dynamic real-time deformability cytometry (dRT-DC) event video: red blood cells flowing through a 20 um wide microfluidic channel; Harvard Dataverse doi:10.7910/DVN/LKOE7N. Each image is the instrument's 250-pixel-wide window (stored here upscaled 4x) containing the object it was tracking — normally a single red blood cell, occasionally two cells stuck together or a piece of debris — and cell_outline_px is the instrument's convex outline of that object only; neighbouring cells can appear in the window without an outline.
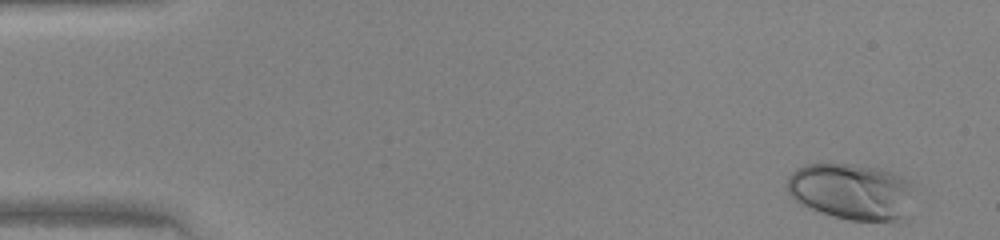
{"species": "human", "species_latin": "Homo sapiens", "temperature_condition": "warm", "stored_images_in_passage": 46, "camera_frame_rate_fps": 3000, "um_per_image_px": 0.085, "donor": {"sex": "female"}, "frame": {"image": 1, "passage_image": 1, "time_ms": 0.0, "image_size_px": [1000, 240], "cell_outline_px": [[908, 216], [896, 220], [848, 220], [832, 216], [808, 208], [800, 204], [788, 192], [788, 176], [796, 168], [804, 164], [856, 164], [876, 168], [892, 172], [908, 180]], "centroid_in_image_um": [72.29, 16.27], "position_along_channel_um": 12.7, "area_um2": 41.1}}
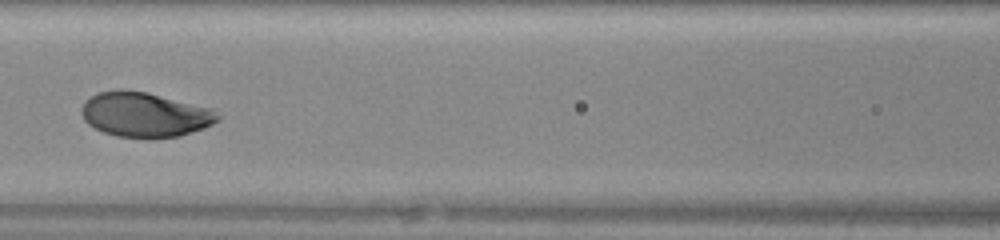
{"frame": {"image": 2, "passage_image": 20, "time_ms": 6.333, "image_size_px": [1000, 240], "cell_outline_px": [[220, 120], [204, 128], [180, 136], [152, 140], [116, 136], [104, 132], [88, 124], [84, 120], [80, 112], [80, 108], [84, 100], [96, 92], [148, 92], [212, 108], [220, 116]], "centroid_in_image_um": [12.33, 9.79], "position_along_channel_um": 154.3, "area_um2": 35.72}}
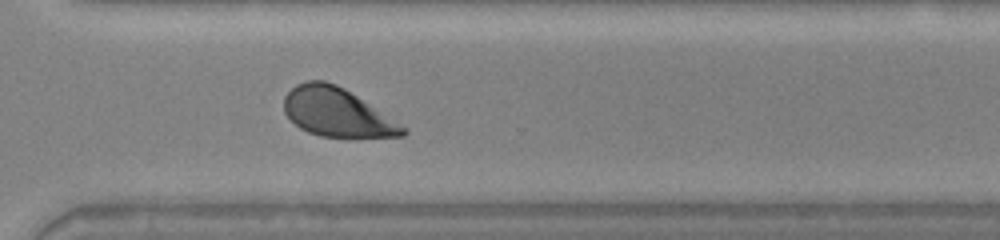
{"frame": {"image": 3, "passage_image": 33, "time_ms": 10.667, "image_size_px": [1000, 240], "cell_outline_px": [[408, 132], [404, 136], [320, 136], [308, 132], [300, 128], [284, 112], [284, 96], [296, 84], [304, 80], [324, 80], [336, 84], [344, 88], [408, 128]], "centroid_in_image_um": [28.62, 9.53], "position_along_channel_um": 342.0, "area_um2": 33.29}}